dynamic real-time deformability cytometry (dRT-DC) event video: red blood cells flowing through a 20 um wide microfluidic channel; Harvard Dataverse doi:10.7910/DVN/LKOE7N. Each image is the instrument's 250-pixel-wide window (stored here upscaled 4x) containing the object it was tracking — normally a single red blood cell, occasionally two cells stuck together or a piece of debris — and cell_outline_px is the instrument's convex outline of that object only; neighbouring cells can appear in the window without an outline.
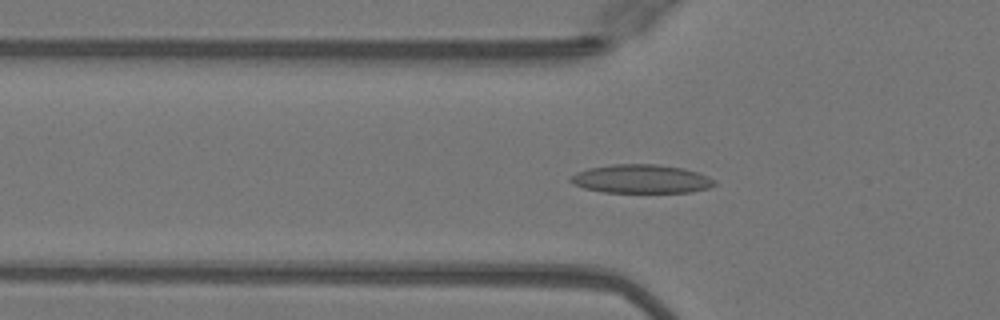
{"species": "Egyptian fruit bat (a non-hibernating species)", "species_latin": "Rousettus aegyptiacus", "temperature_condition": "warm", "stored_images_in_passage": 46, "camera_frame_rate_fps": 3000, "um_per_image_px": 0.085, "animal": {"sex": "female"}, "frame": {"image": 1, "passage_image": 16, "time_ms": 5.0, "image_size_px": [1000, 320], "cell_outline_px": [[716, 184], [708, 188], [688, 192], [604, 192], [584, 188], [572, 184], [568, 180], [568, 176], [576, 172], [588, 168], [612, 164], [656, 164], [684, 168], [708, 176], [716, 180]], "centroid_in_image_um": [54.46, 15.2], "position_along_channel_um": 71.3, "area_um2": 24.16}}
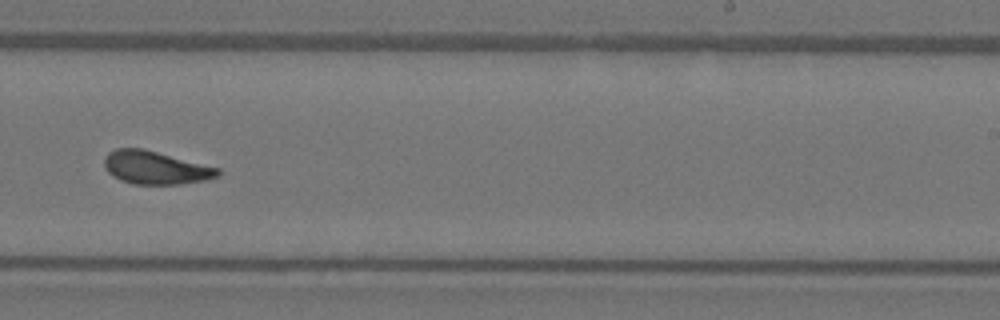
{"frame": {"image": 2, "passage_image": 31, "time_ms": 10.0, "image_size_px": [1000, 320], "cell_outline_px": [[220, 176], [204, 180], [180, 184], [132, 184], [120, 180], [112, 176], [108, 172], [104, 164], [104, 160], [108, 152], [116, 148], [144, 148], [220, 168]], "centroid_in_image_um": [13.22, 14.24], "position_along_channel_um": 275.8, "area_um2": 22.02}}
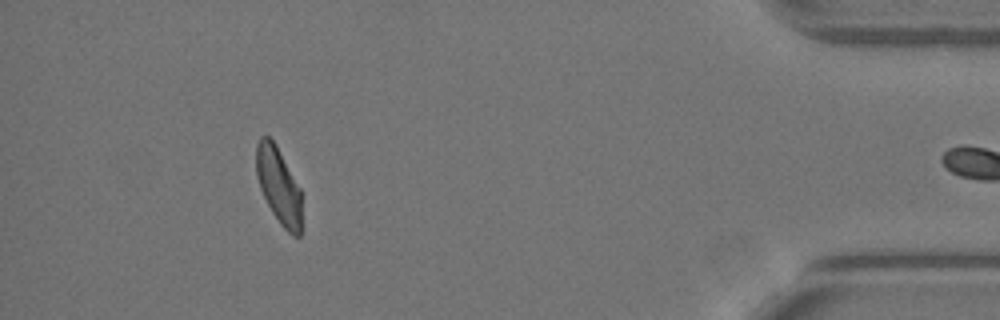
{"frame": {"image": 3, "passage_image": 45, "time_ms": 14.667, "image_size_px": [1000, 320], "cell_outline_px": [[300, 236], [292, 236], [280, 224], [272, 212], [260, 188], [256, 176], [256, 144], [260, 136], [268, 136], [276, 144], [300, 188]], "centroid_in_image_um": [23.66, 15.75], "position_along_channel_um": 411.5, "area_um2": 20.0}, "authors_computed_cell_mechanics": {"area_um2": 22.2819, "velocity_mm_per_s": 4.0848, "shape_relaxation_time_tau1_ms": 6.2987, "shape_relaxation_time_tau2_ms": 1.4196, "deformation_change_tau1": 0.167, "deformation_change_tau2": 0.0743}}